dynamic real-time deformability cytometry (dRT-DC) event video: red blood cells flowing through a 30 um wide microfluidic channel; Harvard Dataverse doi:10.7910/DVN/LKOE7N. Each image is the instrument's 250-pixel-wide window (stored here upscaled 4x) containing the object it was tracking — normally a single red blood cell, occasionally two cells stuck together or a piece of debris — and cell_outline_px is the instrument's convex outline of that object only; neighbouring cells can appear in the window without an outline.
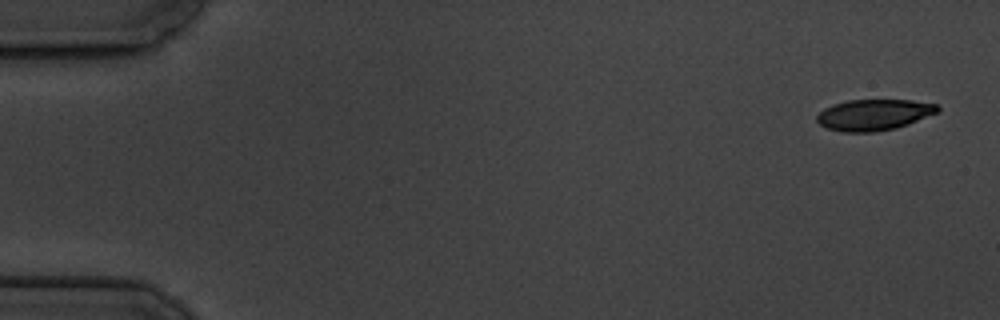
{"species": "common noctule bat (a hibernating species)", "species_latin": "Nyctalus noctula", "temperature_condition": "cold", "stored_images_in_passage": 5, "camera_frame_rate_fps": 3000, "um_per_image_px": 0.085, "animal": {"sex": "male", "body_mass_g": 19.5, "forearm_length_mm": 54.6}, "frame": {"image": 1, "passage_image": 1, "time_ms": 0.0, "image_size_px": [1000, 320], "cell_outline_px": [[940, 112], [908, 124], [896, 128], [876, 132], [844, 132], [828, 128], [820, 124], [816, 120], [816, 116], [824, 108], [832, 104], [848, 100], [912, 100], [936, 104], [940, 108]], "centroid_in_image_um": [74.3, 9.75], "position_along_channel_um": 10.7, "area_um2": 21.96}}
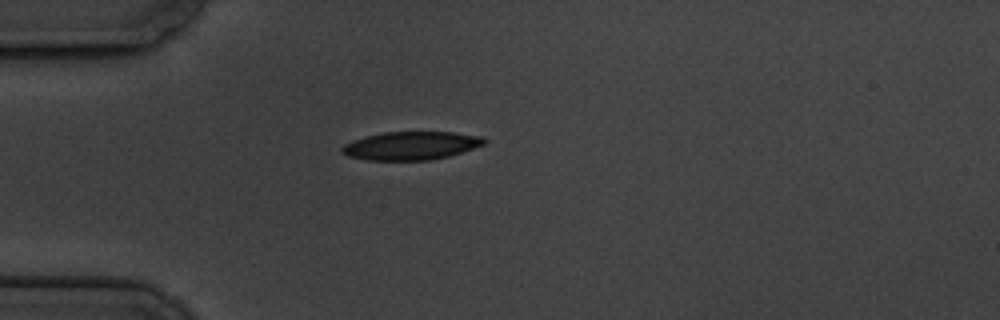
{"frame": {"image": 2, "passage_image": 5, "time_ms": 4.667, "image_size_px": [1000, 320], "cell_outline_px": [[488, 140], [484, 144], [448, 156], [432, 160], [368, 160], [348, 156], [340, 152], [340, 148], [344, 144], [352, 140], [364, 136], [384, 132], [452, 132], [484, 136]], "centroid_in_image_um": [34.91, 12.37], "position_along_channel_um": 50.1, "area_um2": 23.52}}